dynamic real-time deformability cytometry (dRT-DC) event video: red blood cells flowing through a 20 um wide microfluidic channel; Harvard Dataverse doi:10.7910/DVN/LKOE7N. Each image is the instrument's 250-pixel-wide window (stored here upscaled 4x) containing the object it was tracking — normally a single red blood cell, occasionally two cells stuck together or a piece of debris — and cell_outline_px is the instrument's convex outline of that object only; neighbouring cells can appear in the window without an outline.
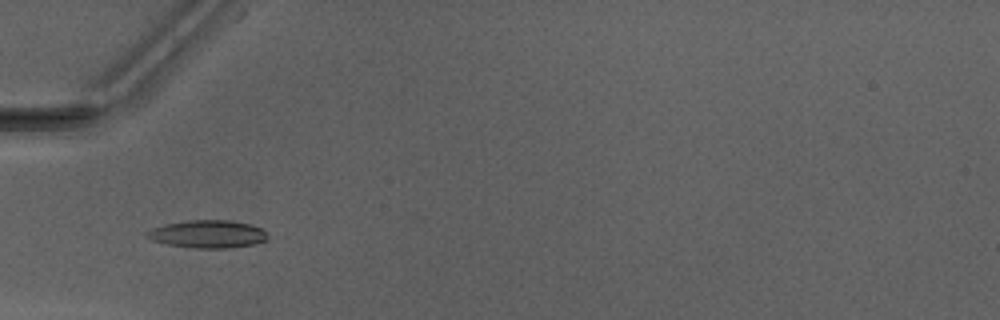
{"species": "Egyptian fruit bat (a non-hibernating species)", "species_latin": "Rousettus aegyptiacus", "temperature_condition": "warm", "stored_images_in_passage": 34, "camera_frame_rate_fps": 3000, "um_per_image_px": 0.085, "animal": {"sex": "male"}, "frame": {"image": 1, "passage_image": 3, "time_ms": 0.667, "image_size_px": [1000, 320], "cell_outline_px": [[268, 240], [256, 244], [232, 248], [192, 248], [168, 244], [152, 240], [144, 236], [144, 232], [152, 228], [164, 224], [188, 220], [232, 220], [252, 224], [268, 232]], "centroid_in_image_um": [17.68, 19.89], "position_along_channel_um": 67.3, "area_um2": 19.94}}
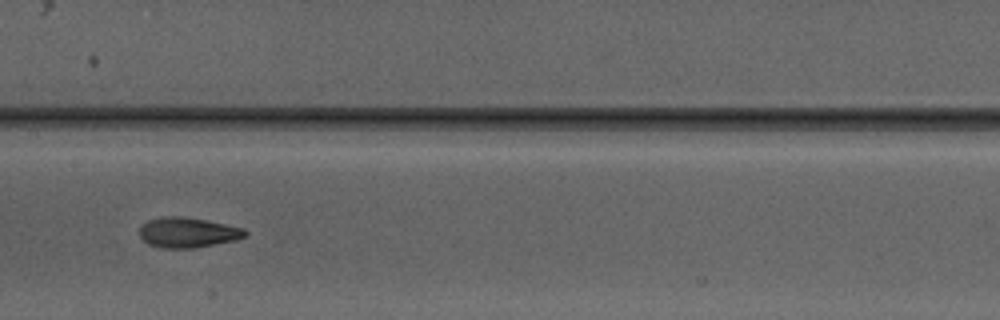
{"frame": {"image": 2, "passage_image": 12, "time_ms": 3.667, "image_size_px": [1000, 320], "cell_outline_px": [[248, 232], [244, 236], [236, 240], [192, 248], [160, 248], [148, 244], [140, 236], [140, 228], [148, 220], [172, 216], [180, 216], [204, 220], [244, 228]], "centroid_in_image_um": [15.96, 19.77], "position_along_channel_um": 191.4, "area_um2": 18.21}}
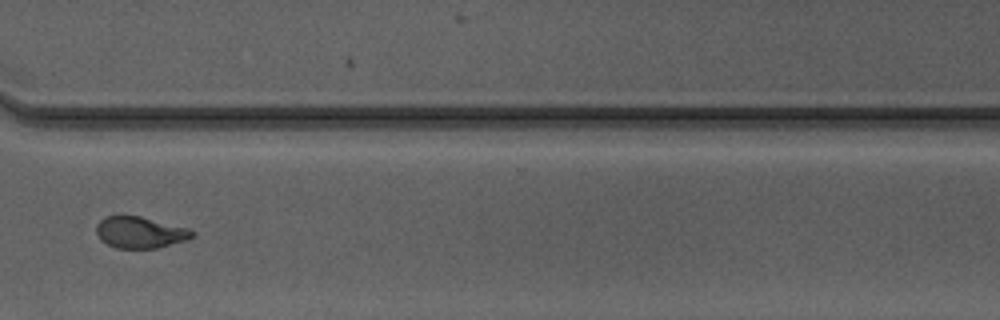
{"frame": {"image": 3, "passage_image": 24, "time_ms": 7.667, "image_size_px": [1000, 320], "cell_outline_px": [[196, 236], [184, 240], [156, 248], [116, 248], [100, 240], [96, 232], [96, 224], [100, 220], [108, 216], [140, 216], [188, 228], [196, 232]], "centroid_in_image_um": [11.9, 19.75], "position_along_channel_um": 358.7, "area_um2": 17.46}, "authors_computed_cell_mechanics": {"area_um2": 18.0625, "velocity_mm_per_s": 4.1867, "shape_relaxation_time_tau1_ms": 3.3148, "shape_relaxation_time_tau2_ms": 1.457, "deformation_change_tau1": 0.1556, "deformation_change_tau2": 0.0818}}